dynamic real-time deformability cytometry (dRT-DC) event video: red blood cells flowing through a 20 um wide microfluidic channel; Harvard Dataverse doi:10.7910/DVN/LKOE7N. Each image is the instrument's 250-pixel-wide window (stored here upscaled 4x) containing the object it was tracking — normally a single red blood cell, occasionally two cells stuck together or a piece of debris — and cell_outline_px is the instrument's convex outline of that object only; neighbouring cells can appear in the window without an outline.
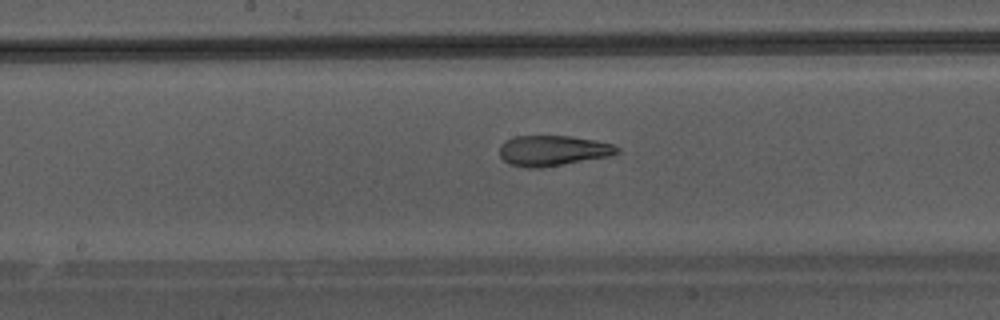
{"species": "Egyptian fruit bat (a non-hibernating species)", "species_latin": "Rousettus aegyptiacus", "temperature_condition": "warm", "stored_images_in_passage": 32, "camera_frame_rate_fps": 3000, "um_per_image_px": 0.085, "animal": {"sex": "male"}, "frame": {"image": 1, "passage_image": 14, "time_ms": 4.333, "image_size_px": [1000, 320], "cell_outline_px": [[620, 152], [612, 156], [540, 168], [528, 168], [508, 164], [500, 156], [500, 144], [504, 140], [516, 136], [572, 136], [596, 140], [612, 144], [620, 148]], "centroid_in_image_um": [47.0, 12.8], "position_along_channel_um": 201.2, "area_um2": 21.1}}